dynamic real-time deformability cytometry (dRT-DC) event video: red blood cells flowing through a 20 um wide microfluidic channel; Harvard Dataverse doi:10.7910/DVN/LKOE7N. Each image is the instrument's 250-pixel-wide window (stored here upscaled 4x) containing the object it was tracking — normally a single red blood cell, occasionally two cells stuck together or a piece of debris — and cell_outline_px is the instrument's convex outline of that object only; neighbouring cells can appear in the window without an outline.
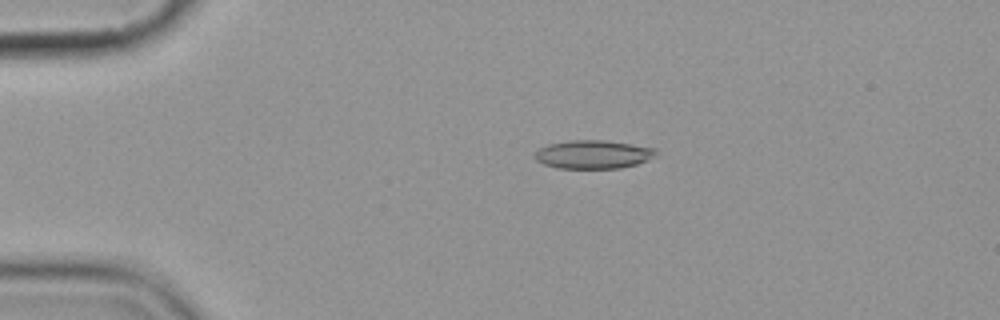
{"species": "common noctule bat (a hibernating species)", "species_latin": "Nyctalus noctula", "temperature_condition": "cold", "stored_images_in_passage": 6, "camera_frame_rate_fps": 3000, "um_per_image_px": 0.085, "animal": {"sex": "female", "body_mass_g": 19.9}, "frame": {"image": 1, "passage_image": 4, "time_ms": 3.667, "image_size_px": [1000, 320], "cell_outline_px": [[656, 152], [652, 156], [636, 164], [620, 168], [556, 168], [544, 164], [536, 160], [532, 156], [540, 148], [548, 144], [568, 140], [604, 140], [632, 144], [656, 148]], "centroid_in_image_um": [50.36, 13.12], "position_along_channel_um": 34.6, "area_um2": 19.94}}
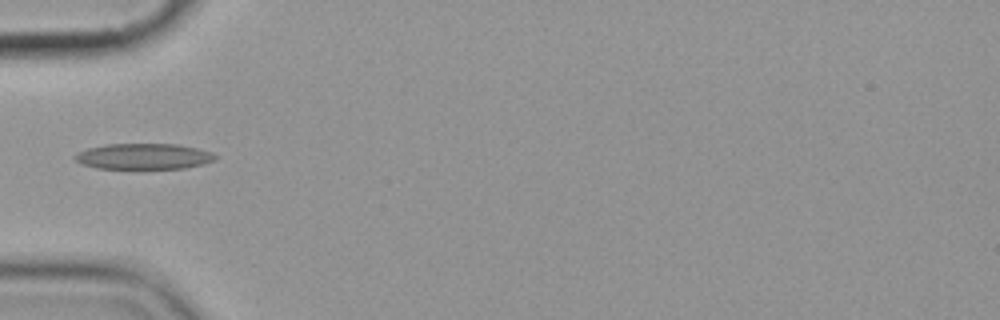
{"frame": {"image": 2, "passage_image": 6, "time_ms": 6.0, "image_size_px": [1000, 320], "cell_outline_px": [[216, 160], [184, 168], [96, 168], [80, 164], [72, 156], [76, 152], [88, 148], [104, 144], [176, 144], [196, 148], [212, 152], [216, 156]], "centroid_in_image_um": [12.15, 13.28], "position_along_channel_um": 72.9, "area_um2": 21.04}}